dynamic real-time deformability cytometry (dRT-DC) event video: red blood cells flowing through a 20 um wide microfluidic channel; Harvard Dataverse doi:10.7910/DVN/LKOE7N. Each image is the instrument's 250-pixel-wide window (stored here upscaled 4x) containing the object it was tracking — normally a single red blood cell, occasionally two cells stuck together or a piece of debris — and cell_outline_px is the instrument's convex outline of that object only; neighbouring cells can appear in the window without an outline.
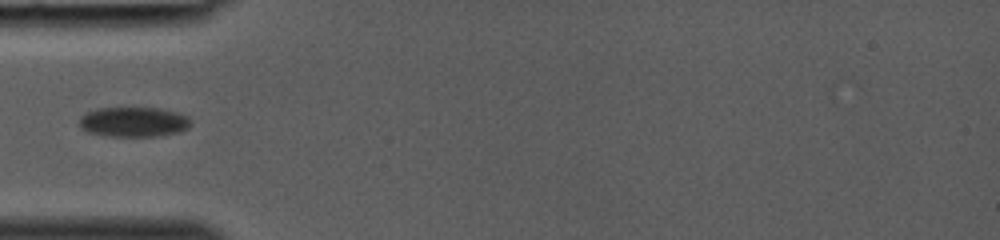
{"species": "common noctule bat (a hibernating species)", "species_latin": "Nyctalus noctula", "temperature_condition": "room temperature", "stored_images_in_passage": 21, "camera_frame_rate_fps": 3000, "um_per_image_px": 0.085, "animal": {"sex": "female", "body_mass_g": 19.0, "forearm_length_mm": 53.3}, "frame": {"image": 1, "passage_image": 6, "time_ms": 1.667, "image_size_px": [1000, 240], "cell_outline_px": [[192, 124], [188, 128], [180, 132], [156, 136], [108, 136], [88, 132], [80, 128], [80, 116], [84, 112], [96, 108], [160, 108], [176, 112], [188, 116]], "centroid_in_image_um": [11.35, 10.36], "position_along_channel_um": 73.6, "area_um2": 19.59}}
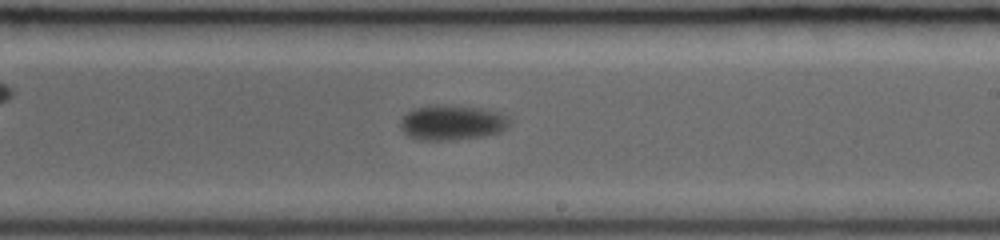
{"frame": {"image": 2, "passage_image": 15, "time_ms": 4.667, "image_size_px": [1000, 240], "cell_outline_px": [[508, 124], [500, 132], [484, 136], [452, 140], [420, 140], [408, 136], [400, 128], [400, 120], [408, 112], [416, 108], [432, 104], [440, 104], [480, 108], [500, 112], [508, 116]], "centroid_in_image_um": [38.39, 10.41], "position_along_channel_um": 250.6, "area_um2": 22.31}}
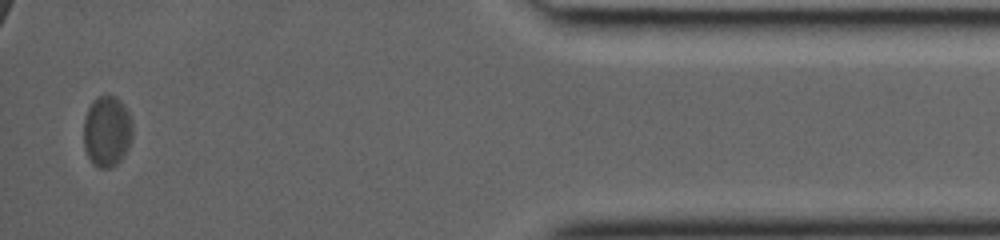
{"frame": {"image": 3, "passage_image": 21, "time_ms": 6.667, "image_size_px": [1000, 240], "cell_outline_px": [[132, 136], [128, 148], [124, 156], [116, 164], [108, 168], [100, 168], [92, 164], [84, 148], [84, 120], [88, 108], [92, 100], [96, 96], [116, 96], [124, 104], [132, 120]], "centroid_in_image_um": [9.09, 11.15], "position_along_channel_um": 426.1, "area_um2": 20.4}}